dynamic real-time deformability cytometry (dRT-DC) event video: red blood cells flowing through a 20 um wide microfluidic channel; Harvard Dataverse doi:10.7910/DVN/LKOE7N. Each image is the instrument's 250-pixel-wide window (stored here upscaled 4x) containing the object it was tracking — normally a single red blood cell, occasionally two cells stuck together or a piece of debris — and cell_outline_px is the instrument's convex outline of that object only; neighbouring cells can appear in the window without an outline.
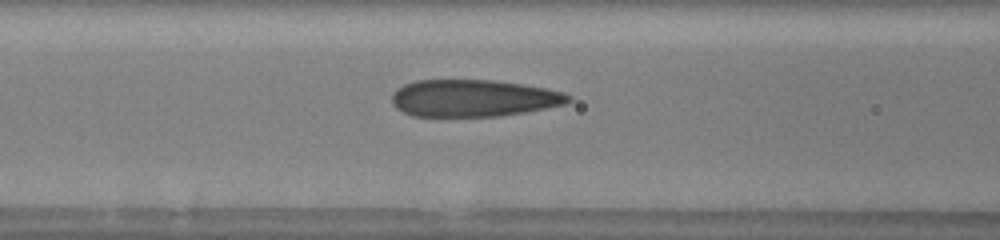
{"species": "human", "species_latin": "Homo sapiens", "temperature_condition": "warm", "stored_images_in_passage": 41, "camera_frame_rate_fps": 3000, "um_per_image_px": 0.085, "donor": {"sex": "male"}, "frame": {"image": 1, "passage_image": 8, "time_ms": 1.333, "image_size_px": [1000, 240], "cell_outline_px": [[572, 100], [564, 104], [524, 112], [500, 116], [412, 116], [396, 108], [392, 104], [392, 92], [404, 84], [416, 80], [492, 80], [520, 84], [544, 88], [564, 92], [572, 96]], "centroid_in_image_um": [40.22, 8.34], "position_along_channel_um": 126.4, "area_um2": 38.03}}
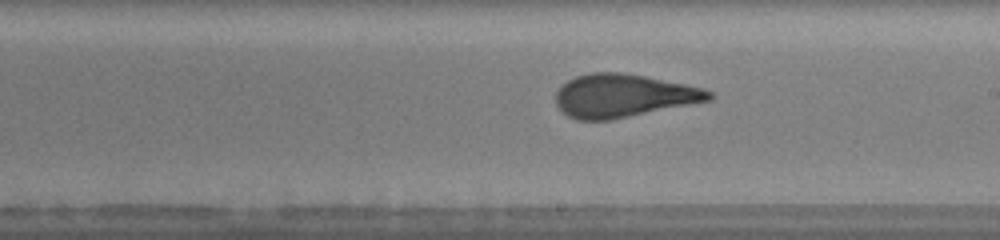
{"frame": {"image": 2, "passage_image": 21, "time_ms": 4.0, "image_size_px": [1000, 240], "cell_outline_px": [[716, 96], [712, 100], [612, 120], [576, 120], [568, 116], [556, 104], [556, 92], [568, 80], [576, 76], [588, 72], [620, 72], [644, 76], [704, 88], [712, 92]], "centroid_in_image_um": [53.01, 8.14], "position_along_channel_um": 236.0, "area_um2": 38.55}}
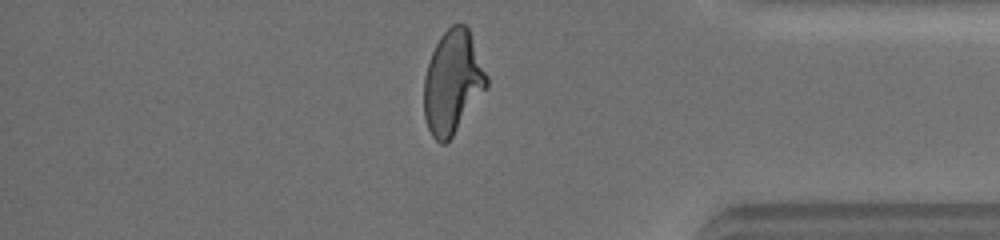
{"frame": {"image": 3, "passage_image": 35, "time_ms": 8.333, "image_size_px": [1000, 240], "cell_outline_px": [[488, 84], [452, 136], [444, 144], [440, 144], [432, 136], [428, 128], [424, 116], [424, 76], [432, 52], [440, 36], [452, 24], [464, 24], [468, 28], [488, 76]], "centroid_in_image_um": [38.45, 6.97], "position_along_channel_um": 396.7, "area_um2": 37.11}}